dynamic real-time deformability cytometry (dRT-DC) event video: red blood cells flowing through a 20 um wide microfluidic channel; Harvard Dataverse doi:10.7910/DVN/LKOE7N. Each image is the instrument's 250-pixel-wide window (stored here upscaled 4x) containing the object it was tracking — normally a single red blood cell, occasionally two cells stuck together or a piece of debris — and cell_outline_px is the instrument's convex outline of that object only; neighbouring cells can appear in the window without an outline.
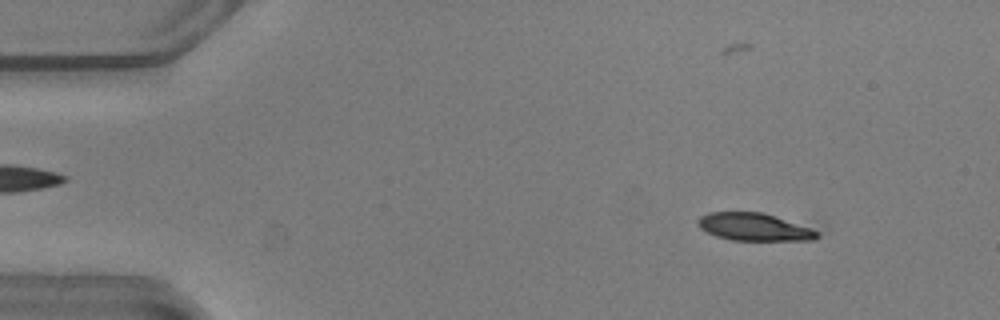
{"species": "common noctule bat (a hibernating species)", "species_latin": "Nyctalus noctula", "temperature_condition": "warm", "stored_images_in_passage": 11, "camera_frame_rate_fps": 3000, "um_per_image_px": 0.085, "animal": {"sex": "male", "body_mass_g": 20.5, "forearm_length_mm": 52.5}, "frame": {"image": 1, "passage_image": 6, "time_ms": 1.667, "image_size_px": [1000, 320], "cell_outline_px": [[828, 228], [816, 240], [732, 240], [716, 236], [700, 228], [696, 224], [696, 220], [700, 216], [708, 212], [760, 212], [828, 224]], "centroid_in_image_um": [64.55, 19.26], "position_along_channel_um": 20.5, "area_um2": 21.39}}